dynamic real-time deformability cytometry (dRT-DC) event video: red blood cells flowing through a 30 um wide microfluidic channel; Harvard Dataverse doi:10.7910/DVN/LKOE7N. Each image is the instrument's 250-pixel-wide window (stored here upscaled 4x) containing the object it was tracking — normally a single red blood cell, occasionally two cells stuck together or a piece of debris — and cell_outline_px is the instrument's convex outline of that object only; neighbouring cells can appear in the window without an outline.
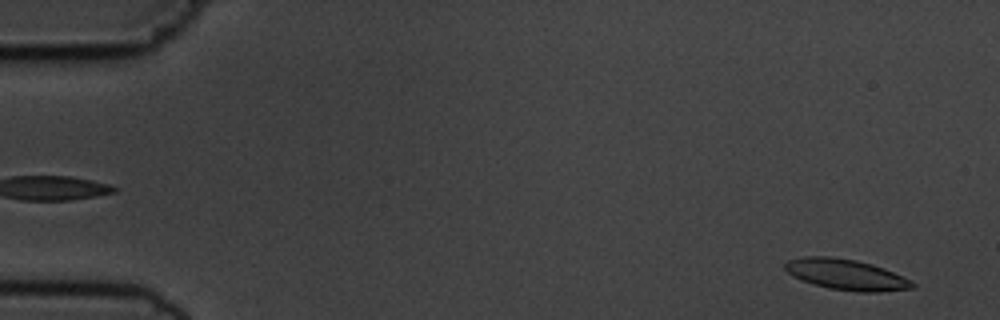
{"species": "common noctule bat (a hibernating species)", "species_latin": "Nyctalus noctula", "temperature_condition": "cold", "stored_images_in_passage": 4, "segment_of_instrument_passage": [2, 2], "camera_frame_rate_fps": 3000, "um_per_image_px": 0.085, "animal": {"sex": "male", "body_mass_g": 19.5, "forearm_length_mm": 54.6}, "frame": {"image": 1, "passage_image": 4, "time_ms": 4.333, "image_size_px": [1000, 320], "cell_outline_px": [[916, 288], [880, 292], [860, 292], [828, 288], [792, 276], [784, 268], [784, 264], [788, 260], [804, 256], [832, 256], [856, 260], [872, 264], [884, 268], [916, 284]], "centroid_in_image_um": [71.92, 23.33], "position_along_channel_um": 13.1, "area_um2": 22.66}}